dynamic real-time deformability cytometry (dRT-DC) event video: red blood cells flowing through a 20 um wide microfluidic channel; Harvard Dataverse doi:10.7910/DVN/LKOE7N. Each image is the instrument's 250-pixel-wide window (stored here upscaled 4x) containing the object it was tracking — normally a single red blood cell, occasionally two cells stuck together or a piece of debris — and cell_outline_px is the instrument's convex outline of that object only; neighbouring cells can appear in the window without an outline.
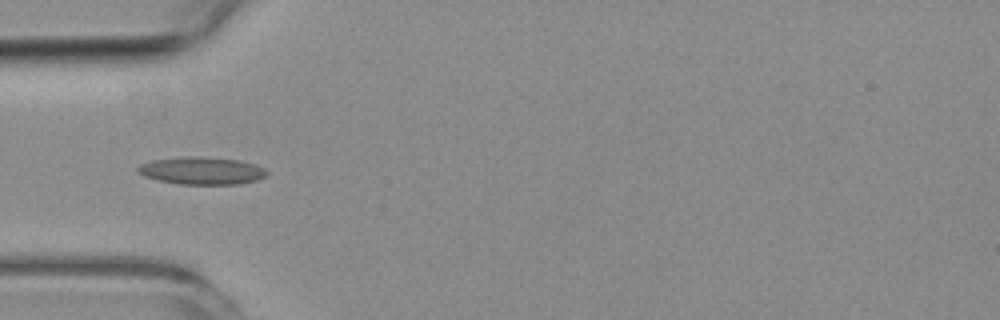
{"species": "common noctule bat (a hibernating species)", "species_latin": "Nyctalus noctula", "temperature_condition": "room temperature", "stored_images_in_passage": 10, "camera_frame_rate_fps": 3000, "um_per_image_px": 0.085, "animal": {"sex": "female", "body_mass_g": 19.3, "forearm_length_mm": 54.1}, "frame": {"image": 1, "passage_image": 4, "time_ms": 4.667, "image_size_px": [1000, 320], "cell_outline_px": [[268, 172], [264, 176], [256, 180], [240, 184], [180, 184], [160, 180], [144, 176], [136, 168], [140, 164], [152, 160], [188, 156], [196, 156], [240, 160], [256, 164], [264, 168]], "centroid_in_image_um": [17.17, 14.5], "position_along_channel_um": 67.8, "area_um2": 20.52}}
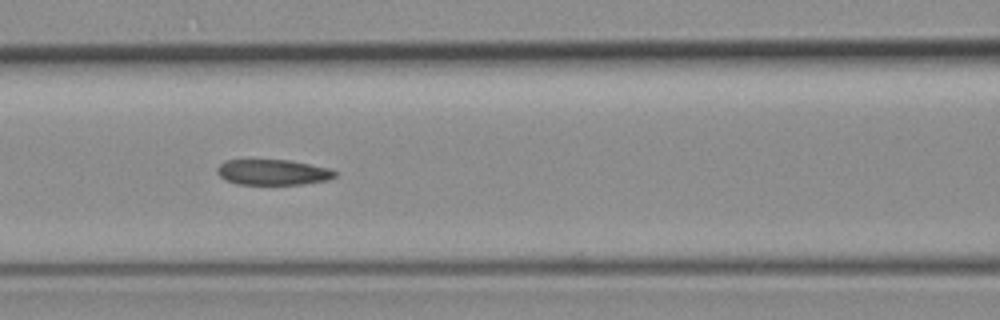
{"frame": {"image": 2, "passage_image": 6, "time_ms": 6.667, "image_size_px": [1000, 320], "cell_outline_px": [[336, 176], [328, 180], [304, 184], [236, 184], [220, 176], [216, 172], [216, 168], [224, 160], [288, 160], [328, 168], [336, 172]], "centroid_in_image_um": [23.17, 14.64], "position_along_channel_um": 143.4, "area_um2": 17.4}}
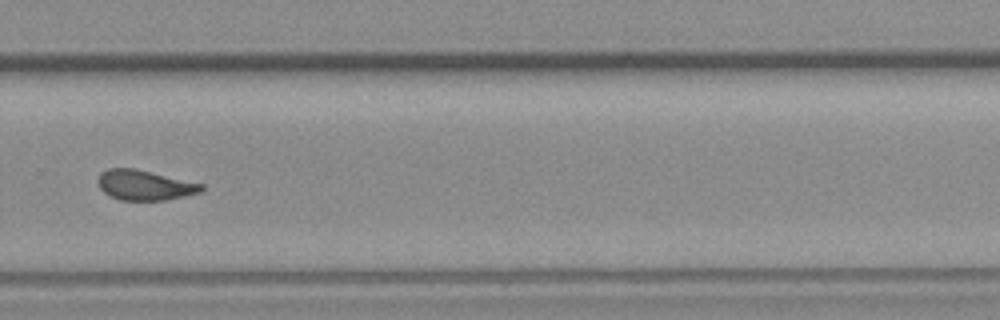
{"frame": {"image": 3, "passage_image": 10, "time_ms": 11.333, "image_size_px": [1000, 320], "cell_outline_px": [[204, 188], [200, 192], [184, 196], [164, 200], [120, 200], [104, 192], [100, 188], [96, 180], [100, 172], [108, 168], [136, 168], [204, 184]], "centroid_in_image_um": [12.28, 15.72], "position_along_channel_um": 317.5, "area_um2": 18.21}}